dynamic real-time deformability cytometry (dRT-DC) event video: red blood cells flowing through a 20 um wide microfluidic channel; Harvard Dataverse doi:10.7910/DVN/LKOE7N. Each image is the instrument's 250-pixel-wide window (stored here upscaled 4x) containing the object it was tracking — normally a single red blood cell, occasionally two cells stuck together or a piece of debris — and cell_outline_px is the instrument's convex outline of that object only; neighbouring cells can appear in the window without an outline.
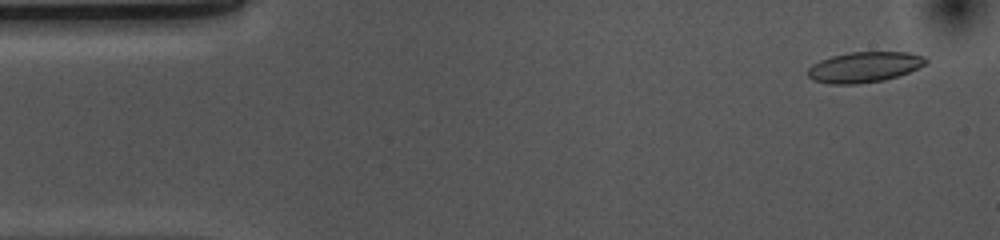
{"species": "common noctule bat (a hibernating species)", "species_latin": "Nyctalus noctula", "temperature_condition": "cold", "stored_images_in_passage": 53, "camera_frame_rate_fps": 3000, "um_per_image_px": 0.085, "animal": {"sex": "female", "body_mass_g": 10.0, "forearm_length_mm": 53.1}, "frame": {"image": 1, "passage_image": 3, "time_ms": 0.667, "image_size_px": [1000, 240], "cell_outline_px": [[928, 60], [924, 64], [908, 72], [884, 80], [856, 84], [828, 84], [812, 80], [808, 76], [808, 68], [812, 64], [820, 60], [832, 56], [848, 52], [908, 52], [924, 56]], "centroid_in_image_um": [73.42, 5.7], "position_along_channel_um": 11.6, "area_um2": 20.92}}
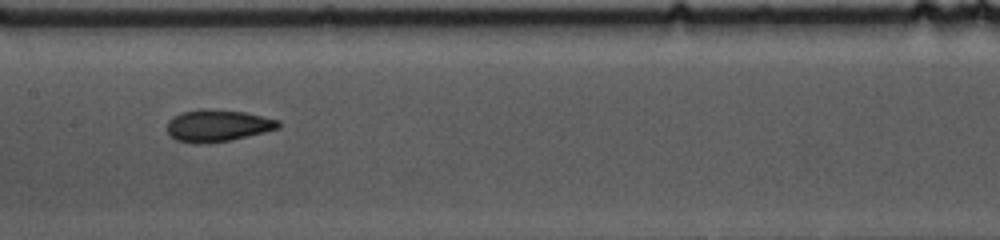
{"frame": {"image": 2, "passage_image": 25, "time_ms": 8.0, "image_size_px": [1000, 240], "cell_outline_px": [[280, 128], [264, 132], [228, 140], [176, 140], [168, 132], [168, 120], [180, 112], [200, 108], [244, 112], [280, 120]], "centroid_in_image_um": [18.54, 10.61], "position_along_channel_um": 188.9, "area_um2": 19.77}}
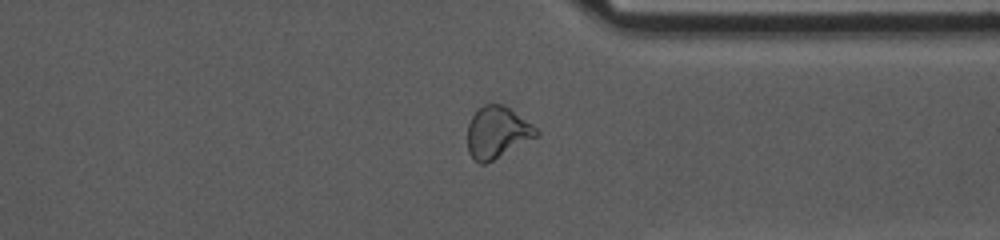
{"frame": {"image": 3, "passage_image": 40, "time_ms": 13.0, "image_size_px": [1000, 240], "cell_outline_px": [[540, 132], [536, 136], [492, 160], [484, 164], [480, 164], [472, 160], [468, 152], [468, 124], [476, 108], [484, 104], [504, 104], [532, 124]], "centroid_in_image_um": [42.21, 11.23], "position_along_channel_um": 369.2, "area_um2": 20.58}, "authors_computed_cell_mechanics": {"area_um2": 20.808, "velocity_mm_per_s": 3.6834, "shape_relaxation_time_tau1_ms": 4.6909, "shape_relaxation_time_tau2_ms": 1.6156, "deformation_change_tau1": 0.1205, "deformation_change_tau2": 0.0611}}